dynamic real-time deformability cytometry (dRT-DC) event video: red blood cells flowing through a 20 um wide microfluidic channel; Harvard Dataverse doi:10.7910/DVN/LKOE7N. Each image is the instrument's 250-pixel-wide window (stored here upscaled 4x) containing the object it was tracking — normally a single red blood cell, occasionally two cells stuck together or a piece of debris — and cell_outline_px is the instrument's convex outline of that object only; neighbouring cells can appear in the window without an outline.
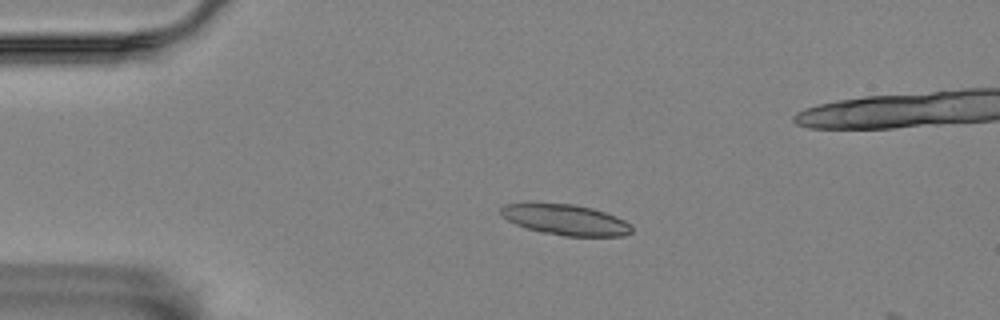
{"species": "Egyptian fruit bat (a non-hibernating species)", "species_latin": "Rousettus aegyptiacus", "temperature_condition": "room temperature", "stored_images_in_passage": 5, "camera_frame_rate_fps": 3000, "um_per_image_px": 0.085, "animal": {"sex": "female"}, "frame": {"image": 1, "passage_image": 4, "time_ms": 1.0, "image_size_px": [1000, 320], "cell_outline_px": [[632, 232], [624, 236], [564, 236], [540, 232], [516, 224], [500, 216], [500, 208], [504, 204], [524, 200], [528, 200], [572, 204], [592, 208], [616, 216], [632, 224]], "centroid_in_image_um": [47.98, 18.63], "position_along_channel_um": 37.0, "area_um2": 24.28}}